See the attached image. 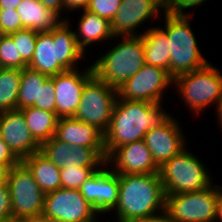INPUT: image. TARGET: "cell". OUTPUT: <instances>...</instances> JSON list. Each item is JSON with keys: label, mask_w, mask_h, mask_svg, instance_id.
I'll list each match as a JSON object with an SVG mask.
<instances>
[{"label": "cell", "mask_w": 222, "mask_h": 222, "mask_svg": "<svg viewBox=\"0 0 222 222\" xmlns=\"http://www.w3.org/2000/svg\"><path fill=\"white\" fill-rule=\"evenodd\" d=\"M106 164L118 175L159 173L144 140L117 147L107 157Z\"/></svg>", "instance_id": "e0dca14e"}, {"label": "cell", "mask_w": 222, "mask_h": 222, "mask_svg": "<svg viewBox=\"0 0 222 222\" xmlns=\"http://www.w3.org/2000/svg\"><path fill=\"white\" fill-rule=\"evenodd\" d=\"M100 216L79 190L60 188L45 194L41 218L49 222H93Z\"/></svg>", "instance_id": "8fae6325"}, {"label": "cell", "mask_w": 222, "mask_h": 222, "mask_svg": "<svg viewBox=\"0 0 222 222\" xmlns=\"http://www.w3.org/2000/svg\"><path fill=\"white\" fill-rule=\"evenodd\" d=\"M164 5L166 8V11L176 14V15H187L186 10H191L188 12V15H191V13H194V9L197 8V6L201 7V5L207 2V0H163Z\"/></svg>", "instance_id": "e575fe53"}, {"label": "cell", "mask_w": 222, "mask_h": 222, "mask_svg": "<svg viewBox=\"0 0 222 222\" xmlns=\"http://www.w3.org/2000/svg\"><path fill=\"white\" fill-rule=\"evenodd\" d=\"M7 185L11 196L12 219H40L45 193L22 162L10 168Z\"/></svg>", "instance_id": "9c48e42d"}, {"label": "cell", "mask_w": 222, "mask_h": 222, "mask_svg": "<svg viewBox=\"0 0 222 222\" xmlns=\"http://www.w3.org/2000/svg\"><path fill=\"white\" fill-rule=\"evenodd\" d=\"M22 0H0V9H16Z\"/></svg>", "instance_id": "60d3db41"}, {"label": "cell", "mask_w": 222, "mask_h": 222, "mask_svg": "<svg viewBox=\"0 0 222 222\" xmlns=\"http://www.w3.org/2000/svg\"><path fill=\"white\" fill-rule=\"evenodd\" d=\"M21 162L32 173L35 181L45 194L61 188L60 168L56 167L40 151L24 158Z\"/></svg>", "instance_id": "603a6c76"}, {"label": "cell", "mask_w": 222, "mask_h": 222, "mask_svg": "<svg viewBox=\"0 0 222 222\" xmlns=\"http://www.w3.org/2000/svg\"><path fill=\"white\" fill-rule=\"evenodd\" d=\"M180 124L182 123L175 116H171L164 124L149 130L144 136L143 140L159 168L188 146Z\"/></svg>", "instance_id": "9a60e30c"}, {"label": "cell", "mask_w": 222, "mask_h": 222, "mask_svg": "<svg viewBox=\"0 0 222 222\" xmlns=\"http://www.w3.org/2000/svg\"><path fill=\"white\" fill-rule=\"evenodd\" d=\"M22 23L16 9H0V30L9 35L21 30Z\"/></svg>", "instance_id": "836d02e7"}, {"label": "cell", "mask_w": 222, "mask_h": 222, "mask_svg": "<svg viewBox=\"0 0 222 222\" xmlns=\"http://www.w3.org/2000/svg\"><path fill=\"white\" fill-rule=\"evenodd\" d=\"M49 78L48 75L23 68L20 77V87L18 91L17 109L34 106L39 103L40 86Z\"/></svg>", "instance_id": "d4e9b609"}, {"label": "cell", "mask_w": 222, "mask_h": 222, "mask_svg": "<svg viewBox=\"0 0 222 222\" xmlns=\"http://www.w3.org/2000/svg\"><path fill=\"white\" fill-rule=\"evenodd\" d=\"M215 112H216V117L218 118L216 121L220 124L219 127L222 128V97L220 98L218 104L216 105L215 108Z\"/></svg>", "instance_id": "ee69618b"}, {"label": "cell", "mask_w": 222, "mask_h": 222, "mask_svg": "<svg viewBox=\"0 0 222 222\" xmlns=\"http://www.w3.org/2000/svg\"><path fill=\"white\" fill-rule=\"evenodd\" d=\"M163 108L162 103L129 101L117 96L104 133L106 157L117 147L143 140L149 130L164 124L172 114Z\"/></svg>", "instance_id": "6da1fadb"}, {"label": "cell", "mask_w": 222, "mask_h": 222, "mask_svg": "<svg viewBox=\"0 0 222 222\" xmlns=\"http://www.w3.org/2000/svg\"><path fill=\"white\" fill-rule=\"evenodd\" d=\"M120 4L121 0H90L86 10L112 22Z\"/></svg>", "instance_id": "1f68e13d"}, {"label": "cell", "mask_w": 222, "mask_h": 222, "mask_svg": "<svg viewBox=\"0 0 222 222\" xmlns=\"http://www.w3.org/2000/svg\"><path fill=\"white\" fill-rule=\"evenodd\" d=\"M0 138L20 161L40 151L20 109L0 113Z\"/></svg>", "instance_id": "ac0fdd59"}, {"label": "cell", "mask_w": 222, "mask_h": 222, "mask_svg": "<svg viewBox=\"0 0 222 222\" xmlns=\"http://www.w3.org/2000/svg\"><path fill=\"white\" fill-rule=\"evenodd\" d=\"M12 219H2L0 218V222H10Z\"/></svg>", "instance_id": "7dc6e473"}, {"label": "cell", "mask_w": 222, "mask_h": 222, "mask_svg": "<svg viewBox=\"0 0 222 222\" xmlns=\"http://www.w3.org/2000/svg\"><path fill=\"white\" fill-rule=\"evenodd\" d=\"M216 222H222V186L219 188Z\"/></svg>", "instance_id": "7bdbcfd3"}, {"label": "cell", "mask_w": 222, "mask_h": 222, "mask_svg": "<svg viewBox=\"0 0 222 222\" xmlns=\"http://www.w3.org/2000/svg\"><path fill=\"white\" fill-rule=\"evenodd\" d=\"M9 35L12 37L22 60L29 65L33 59L38 32L23 28Z\"/></svg>", "instance_id": "83f0119b"}, {"label": "cell", "mask_w": 222, "mask_h": 222, "mask_svg": "<svg viewBox=\"0 0 222 222\" xmlns=\"http://www.w3.org/2000/svg\"><path fill=\"white\" fill-rule=\"evenodd\" d=\"M74 36L79 48L85 53L89 45L102 44L107 41L115 40L111 31V22L87 10L82 11L78 20Z\"/></svg>", "instance_id": "ffe728a7"}, {"label": "cell", "mask_w": 222, "mask_h": 222, "mask_svg": "<svg viewBox=\"0 0 222 222\" xmlns=\"http://www.w3.org/2000/svg\"><path fill=\"white\" fill-rule=\"evenodd\" d=\"M20 110L24 115L25 122L32 137L39 145L49 141L55 136L59 119L56 113L42 110L34 106Z\"/></svg>", "instance_id": "cb8c5ba5"}, {"label": "cell", "mask_w": 222, "mask_h": 222, "mask_svg": "<svg viewBox=\"0 0 222 222\" xmlns=\"http://www.w3.org/2000/svg\"><path fill=\"white\" fill-rule=\"evenodd\" d=\"M90 0H63V11L69 13L72 11H84L87 9Z\"/></svg>", "instance_id": "74e56055"}, {"label": "cell", "mask_w": 222, "mask_h": 222, "mask_svg": "<svg viewBox=\"0 0 222 222\" xmlns=\"http://www.w3.org/2000/svg\"><path fill=\"white\" fill-rule=\"evenodd\" d=\"M22 70L0 67V113L17 109Z\"/></svg>", "instance_id": "484cf974"}, {"label": "cell", "mask_w": 222, "mask_h": 222, "mask_svg": "<svg viewBox=\"0 0 222 222\" xmlns=\"http://www.w3.org/2000/svg\"><path fill=\"white\" fill-rule=\"evenodd\" d=\"M5 34L0 30V44H1V41H2V38Z\"/></svg>", "instance_id": "c3c4849f"}, {"label": "cell", "mask_w": 222, "mask_h": 222, "mask_svg": "<svg viewBox=\"0 0 222 222\" xmlns=\"http://www.w3.org/2000/svg\"><path fill=\"white\" fill-rule=\"evenodd\" d=\"M21 161L13 154L9 146L0 138V163L7 164L10 168Z\"/></svg>", "instance_id": "8d00e7d4"}, {"label": "cell", "mask_w": 222, "mask_h": 222, "mask_svg": "<svg viewBox=\"0 0 222 222\" xmlns=\"http://www.w3.org/2000/svg\"><path fill=\"white\" fill-rule=\"evenodd\" d=\"M55 137L71 146L105 148L104 133L75 117L59 118Z\"/></svg>", "instance_id": "d6986e66"}, {"label": "cell", "mask_w": 222, "mask_h": 222, "mask_svg": "<svg viewBox=\"0 0 222 222\" xmlns=\"http://www.w3.org/2000/svg\"><path fill=\"white\" fill-rule=\"evenodd\" d=\"M10 222H27V220L12 219Z\"/></svg>", "instance_id": "bcb514c9"}, {"label": "cell", "mask_w": 222, "mask_h": 222, "mask_svg": "<svg viewBox=\"0 0 222 222\" xmlns=\"http://www.w3.org/2000/svg\"><path fill=\"white\" fill-rule=\"evenodd\" d=\"M22 60L16 45L10 35H4L0 44V67L1 68H27Z\"/></svg>", "instance_id": "f546056e"}, {"label": "cell", "mask_w": 222, "mask_h": 222, "mask_svg": "<svg viewBox=\"0 0 222 222\" xmlns=\"http://www.w3.org/2000/svg\"><path fill=\"white\" fill-rule=\"evenodd\" d=\"M69 17L47 32H38L33 59L28 68L49 77L77 69L86 54L79 48ZM77 65V66H76Z\"/></svg>", "instance_id": "3957f363"}, {"label": "cell", "mask_w": 222, "mask_h": 222, "mask_svg": "<svg viewBox=\"0 0 222 222\" xmlns=\"http://www.w3.org/2000/svg\"><path fill=\"white\" fill-rule=\"evenodd\" d=\"M220 187L212 183L201 191L166 194L165 211L173 222H216Z\"/></svg>", "instance_id": "ba28073f"}, {"label": "cell", "mask_w": 222, "mask_h": 222, "mask_svg": "<svg viewBox=\"0 0 222 222\" xmlns=\"http://www.w3.org/2000/svg\"><path fill=\"white\" fill-rule=\"evenodd\" d=\"M10 167L7 164L0 163V185L7 183V177Z\"/></svg>", "instance_id": "b9f144b4"}, {"label": "cell", "mask_w": 222, "mask_h": 222, "mask_svg": "<svg viewBox=\"0 0 222 222\" xmlns=\"http://www.w3.org/2000/svg\"><path fill=\"white\" fill-rule=\"evenodd\" d=\"M45 7L57 13L63 20L68 16H63V0H39Z\"/></svg>", "instance_id": "f35d334b"}, {"label": "cell", "mask_w": 222, "mask_h": 222, "mask_svg": "<svg viewBox=\"0 0 222 222\" xmlns=\"http://www.w3.org/2000/svg\"><path fill=\"white\" fill-rule=\"evenodd\" d=\"M165 12L163 0H121L111 22L112 34L114 37L141 36L145 31L139 33V28L151 19V22L154 18L157 21Z\"/></svg>", "instance_id": "4fadbf2b"}, {"label": "cell", "mask_w": 222, "mask_h": 222, "mask_svg": "<svg viewBox=\"0 0 222 222\" xmlns=\"http://www.w3.org/2000/svg\"><path fill=\"white\" fill-rule=\"evenodd\" d=\"M56 95L53 84V76L49 77L45 83L40 86L39 103L34 107L56 113Z\"/></svg>", "instance_id": "d6a6232c"}, {"label": "cell", "mask_w": 222, "mask_h": 222, "mask_svg": "<svg viewBox=\"0 0 222 222\" xmlns=\"http://www.w3.org/2000/svg\"><path fill=\"white\" fill-rule=\"evenodd\" d=\"M146 28V29H145ZM143 28L145 32L141 35L145 50V61L147 65L162 68L169 73L170 47L167 33L160 27L154 26Z\"/></svg>", "instance_id": "7402d4cb"}, {"label": "cell", "mask_w": 222, "mask_h": 222, "mask_svg": "<svg viewBox=\"0 0 222 222\" xmlns=\"http://www.w3.org/2000/svg\"><path fill=\"white\" fill-rule=\"evenodd\" d=\"M173 87V78L168 71L145 64L135 75L117 89L120 99L163 103L164 92Z\"/></svg>", "instance_id": "7c38bea8"}, {"label": "cell", "mask_w": 222, "mask_h": 222, "mask_svg": "<svg viewBox=\"0 0 222 222\" xmlns=\"http://www.w3.org/2000/svg\"><path fill=\"white\" fill-rule=\"evenodd\" d=\"M98 218H99V216H98L93 222H100V221L98 220Z\"/></svg>", "instance_id": "681fc988"}, {"label": "cell", "mask_w": 222, "mask_h": 222, "mask_svg": "<svg viewBox=\"0 0 222 222\" xmlns=\"http://www.w3.org/2000/svg\"><path fill=\"white\" fill-rule=\"evenodd\" d=\"M194 15H176L166 11L164 26H160L169 37L170 60L169 75L174 79L178 75L204 67L209 60L199 48L195 31L190 23ZM203 53V54H202Z\"/></svg>", "instance_id": "5b68a950"}, {"label": "cell", "mask_w": 222, "mask_h": 222, "mask_svg": "<svg viewBox=\"0 0 222 222\" xmlns=\"http://www.w3.org/2000/svg\"><path fill=\"white\" fill-rule=\"evenodd\" d=\"M117 90L93 76L84 86L74 117L105 133L110 125Z\"/></svg>", "instance_id": "30bf717a"}, {"label": "cell", "mask_w": 222, "mask_h": 222, "mask_svg": "<svg viewBox=\"0 0 222 222\" xmlns=\"http://www.w3.org/2000/svg\"><path fill=\"white\" fill-rule=\"evenodd\" d=\"M79 191L100 217L109 214L118 203L119 175L105 164L81 185Z\"/></svg>", "instance_id": "5bb4252c"}, {"label": "cell", "mask_w": 222, "mask_h": 222, "mask_svg": "<svg viewBox=\"0 0 222 222\" xmlns=\"http://www.w3.org/2000/svg\"><path fill=\"white\" fill-rule=\"evenodd\" d=\"M86 67L84 70L77 68L53 76L58 118L74 117L83 88L94 76L91 64Z\"/></svg>", "instance_id": "2e32d148"}, {"label": "cell", "mask_w": 222, "mask_h": 222, "mask_svg": "<svg viewBox=\"0 0 222 222\" xmlns=\"http://www.w3.org/2000/svg\"><path fill=\"white\" fill-rule=\"evenodd\" d=\"M130 222H173L166 211H163L157 215L151 217H145L143 219H137Z\"/></svg>", "instance_id": "ab89813d"}, {"label": "cell", "mask_w": 222, "mask_h": 222, "mask_svg": "<svg viewBox=\"0 0 222 222\" xmlns=\"http://www.w3.org/2000/svg\"><path fill=\"white\" fill-rule=\"evenodd\" d=\"M117 38L119 42L91 64L93 75L116 90L146 64L142 36Z\"/></svg>", "instance_id": "277c9868"}, {"label": "cell", "mask_w": 222, "mask_h": 222, "mask_svg": "<svg viewBox=\"0 0 222 222\" xmlns=\"http://www.w3.org/2000/svg\"><path fill=\"white\" fill-rule=\"evenodd\" d=\"M105 148H90L72 146L67 148L66 164L60 169L67 167H103L106 164Z\"/></svg>", "instance_id": "4316f807"}, {"label": "cell", "mask_w": 222, "mask_h": 222, "mask_svg": "<svg viewBox=\"0 0 222 222\" xmlns=\"http://www.w3.org/2000/svg\"><path fill=\"white\" fill-rule=\"evenodd\" d=\"M16 11L21 19L22 28L37 32L50 31L63 20L39 0H22Z\"/></svg>", "instance_id": "44dd1931"}, {"label": "cell", "mask_w": 222, "mask_h": 222, "mask_svg": "<svg viewBox=\"0 0 222 222\" xmlns=\"http://www.w3.org/2000/svg\"><path fill=\"white\" fill-rule=\"evenodd\" d=\"M67 148H72V146L53 136L49 141L40 145V152L56 167L61 168L66 164Z\"/></svg>", "instance_id": "4dcf8cb0"}, {"label": "cell", "mask_w": 222, "mask_h": 222, "mask_svg": "<svg viewBox=\"0 0 222 222\" xmlns=\"http://www.w3.org/2000/svg\"><path fill=\"white\" fill-rule=\"evenodd\" d=\"M0 218L12 219L11 196L7 183L0 185Z\"/></svg>", "instance_id": "d590c367"}, {"label": "cell", "mask_w": 222, "mask_h": 222, "mask_svg": "<svg viewBox=\"0 0 222 222\" xmlns=\"http://www.w3.org/2000/svg\"><path fill=\"white\" fill-rule=\"evenodd\" d=\"M101 167H67L60 169L61 187L79 190L81 185Z\"/></svg>", "instance_id": "f1b7e54d"}, {"label": "cell", "mask_w": 222, "mask_h": 222, "mask_svg": "<svg viewBox=\"0 0 222 222\" xmlns=\"http://www.w3.org/2000/svg\"><path fill=\"white\" fill-rule=\"evenodd\" d=\"M27 222H49V221L40 218V219H28Z\"/></svg>", "instance_id": "f6af8a7d"}, {"label": "cell", "mask_w": 222, "mask_h": 222, "mask_svg": "<svg viewBox=\"0 0 222 222\" xmlns=\"http://www.w3.org/2000/svg\"><path fill=\"white\" fill-rule=\"evenodd\" d=\"M187 148L159 168L165 195L201 191L213 183L211 172Z\"/></svg>", "instance_id": "52a82bcc"}, {"label": "cell", "mask_w": 222, "mask_h": 222, "mask_svg": "<svg viewBox=\"0 0 222 222\" xmlns=\"http://www.w3.org/2000/svg\"><path fill=\"white\" fill-rule=\"evenodd\" d=\"M166 195L159 173L119 175V198L111 212L115 222H130L165 211Z\"/></svg>", "instance_id": "7a4b0ae2"}, {"label": "cell", "mask_w": 222, "mask_h": 222, "mask_svg": "<svg viewBox=\"0 0 222 222\" xmlns=\"http://www.w3.org/2000/svg\"><path fill=\"white\" fill-rule=\"evenodd\" d=\"M174 91L193 115L216 107L222 97V70L210 61L204 67L178 75L173 79ZM177 89V90H176Z\"/></svg>", "instance_id": "8992f818"}]
</instances>
